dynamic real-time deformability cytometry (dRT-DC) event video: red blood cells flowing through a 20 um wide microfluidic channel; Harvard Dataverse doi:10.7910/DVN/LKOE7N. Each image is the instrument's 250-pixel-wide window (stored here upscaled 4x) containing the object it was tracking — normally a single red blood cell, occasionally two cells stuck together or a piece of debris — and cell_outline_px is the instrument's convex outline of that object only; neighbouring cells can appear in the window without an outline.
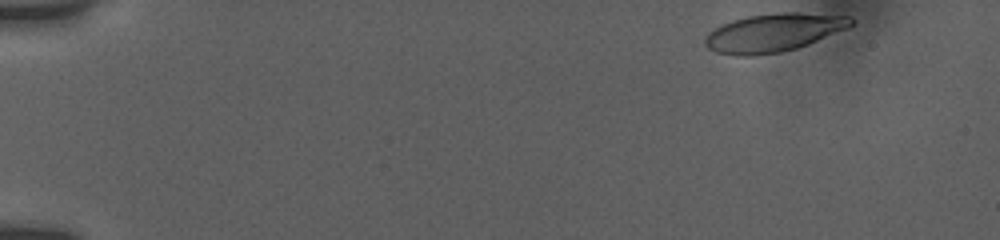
{"species": "human", "species_latin": "Homo sapiens", "temperature_condition": "room temperature", "stored_images_in_passage": 43, "camera_frame_rate_fps": 3000, "um_per_image_px": 0.085, "donor": {"sex": "female"}, "frame": {"image": 1, "passage_image": 1, "time_ms": 0.0, "image_size_px": [1000, 240], "cell_outline_px": [[856, 24], [848, 28], [808, 44], [796, 48], [780, 52], [752, 56], [736, 56], [716, 52], [708, 48], [704, 44], [704, 36], [708, 32], [732, 20], [748, 16], [784, 12], [800, 12], [852, 16], [856, 20]], "centroid_in_image_um": [65.79, 2.77], "position_along_channel_um": 19.2, "area_um2": 32.71}}
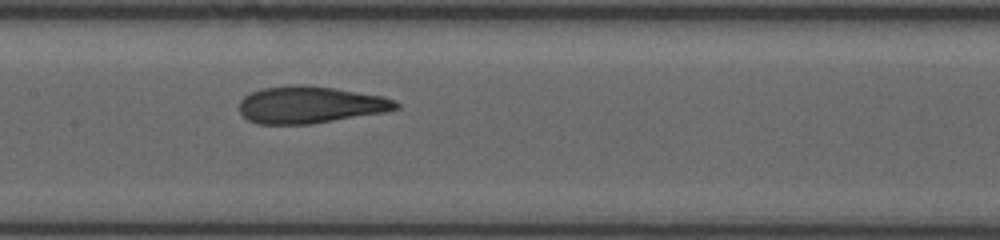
{"frame": {"image": 2, "passage_image": 23, "time_ms": 7.667, "image_size_px": [1000, 240], "cell_outline_px": [[400, 108], [384, 112], [312, 124], [256, 124], [248, 120], [240, 112], [240, 100], [244, 96], [260, 88], [292, 84], [304, 84], [332, 88], [384, 96], [396, 100], [400, 104]], "centroid_in_image_um": [26.36, 8.9], "position_along_channel_um": 181.0, "area_um2": 33.99}}
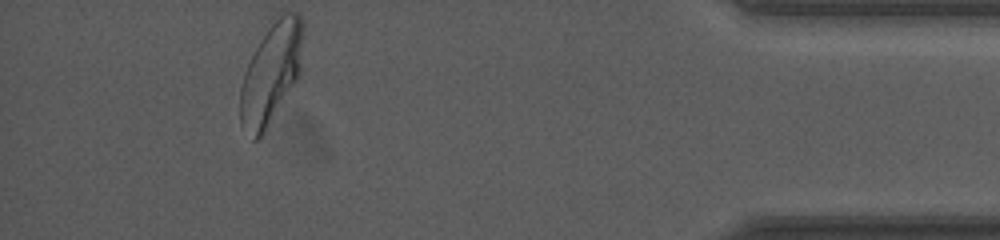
{"frame": {"image": 3, "passage_image": 43, "time_ms": 15.0, "image_size_px": [1000, 240], "cell_outline_px": [[304, 28], [300, 76], [260, 136], [256, 140], [252, 140], [240, 124], [240, 88], [244, 72], [272, 16], [284, 12], [300, 12], [304, 20]], "centroid_in_image_um": [23.07, 6.12], "position_along_channel_um": 412.1, "area_um2": 37.34}, "authors_computed_cell_mechanics": {"area_um2": 33.9864, "velocity_mm_per_s": 3.8045, "shape_relaxation_time_tau1_ms": 7.9846, "shape_relaxation_time_tau2_ms": 1.4204, "deformation_change_tau1": 0.2643, "deformation_change_tau2": 0.0762}}